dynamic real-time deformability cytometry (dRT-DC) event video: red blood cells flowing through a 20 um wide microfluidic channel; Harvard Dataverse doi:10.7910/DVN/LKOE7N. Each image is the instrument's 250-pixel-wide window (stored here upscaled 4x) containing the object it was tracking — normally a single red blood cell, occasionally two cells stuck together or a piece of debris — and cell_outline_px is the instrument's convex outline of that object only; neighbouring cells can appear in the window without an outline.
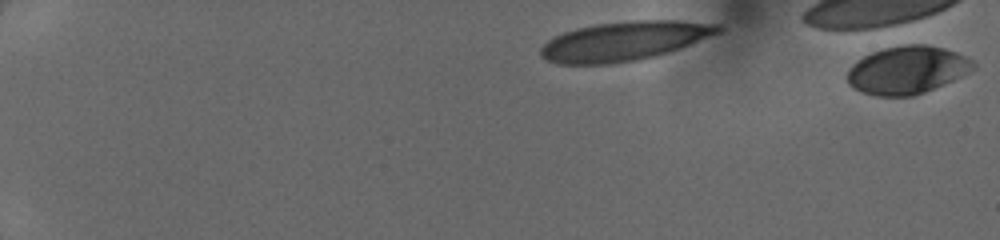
{"species": "human", "species_latin": "Homo sapiens", "temperature_condition": "cold", "stored_images_in_passage": 3, "segment_of_instrument_passage": [2, 2], "camera_frame_rate_fps": 3000, "um_per_image_px": 0.085, "donor": {"sex": "female"}, "frame": {"image": 1, "passage_image": 3, "time_ms": 0.667, "image_size_px": [1000, 240], "cell_outline_px": [[976, 68], [952, 80], [924, 92], [912, 96], [876, 96], [860, 92], [852, 88], [848, 84], [848, 68], [856, 60], [872, 52], [884, 48], [908, 44], [924, 44], [944, 48], [956, 52], [972, 60], [976, 64]], "centroid_in_image_um": [77.07, 5.95], "position_along_channel_um": 7.9, "area_um2": 35.08}}